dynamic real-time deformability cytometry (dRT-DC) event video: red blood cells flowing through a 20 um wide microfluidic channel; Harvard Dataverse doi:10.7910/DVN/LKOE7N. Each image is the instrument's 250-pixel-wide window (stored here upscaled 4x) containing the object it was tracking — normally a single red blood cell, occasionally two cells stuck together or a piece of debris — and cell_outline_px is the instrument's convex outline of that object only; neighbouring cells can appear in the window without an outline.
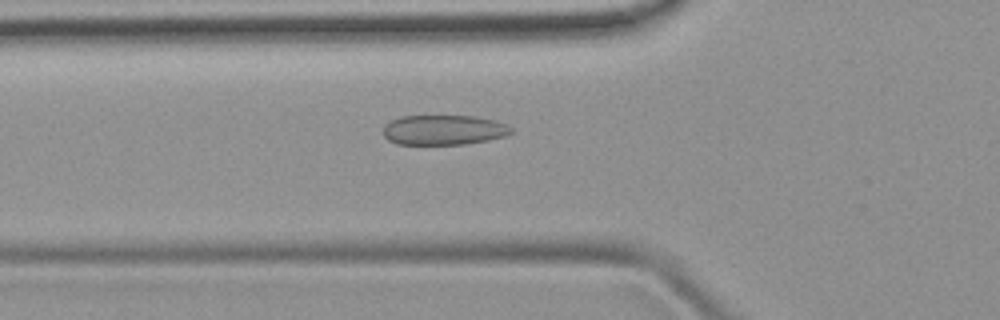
{"species": "common noctule bat (a hibernating species)", "species_latin": "Nyctalus noctula", "temperature_condition": "room temperature", "stored_images_in_passage": 33, "camera_frame_rate_fps": 3000, "um_per_image_px": 0.085, "animal": {"sex": "female", "body_mass_g": 19.9}, "frame": {"image": 1, "passage_image": 2, "time_ms": 0.333, "image_size_px": [1000, 320], "cell_outline_px": [[516, 132], [504, 136], [488, 140], [464, 144], [396, 144], [388, 140], [384, 136], [384, 124], [400, 116], [472, 116], [496, 120], [508, 124]], "centroid_in_image_um": [37.75, 11.04], "position_along_channel_um": 88.1, "area_um2": 22.48}}
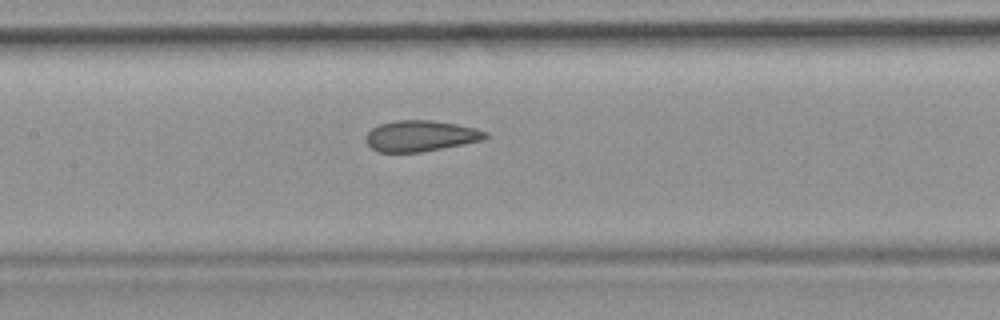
{"frame": {"image": 2, "passage_image": 8, "time_ms": 2.333, "image_size_px": [1000, 320], "cell_outline_px": [[488, 136], [484, 140], [420, 152], [380, 152], [372, 148], [368, 144], [368, 132], [372, 128], [380, 124], [396, 120], [432, 120], [456, 124], [488, 132]], "centroid_in_image_um": [35.77, 11.55], "position_along_channel_um": 171.6, "area_um2": 21.21}}
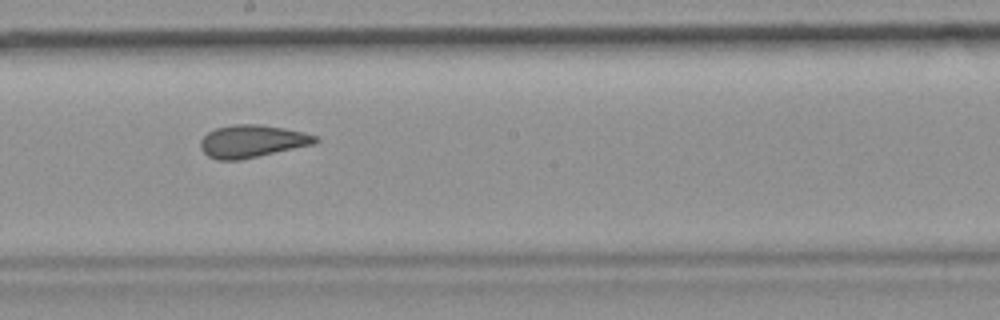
{"frame": {"image": 3, "passage_image": 12, "time_ms": 3.667, "image_size_px": [1000, 320], "cell_outline_px": [[320, 140], [312, 144], [240, 160], [216, 160], [208, 156], [200, 148], [200, 140], [208, 132], [216, 128], [236, 124], [260, 124], [284, 128], [304, 132], [316, 136]], "centroid_in_image_um": [21.39, 12.0], "position_along_channel_um": 226.8, "area_um2": 21.62}}